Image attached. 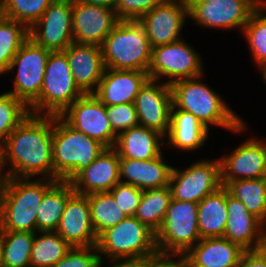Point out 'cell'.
<instances>
[{"instance_id":"6da1fadb","label":"cell","mask_w":266,"mask_h":267,"mask_svg":"<svg viewBox=\"0 0 266 267\" xmlns=\"http://www.w3.org/2000/svg\"><path fill=\"white\" fill-rule=\"evenodd\" d=\"M52 136L53 115L27 116L0 145L8 176L53 180Z\"/></svg>"},{"instance_id":"7a4b0ae2","label":"cell","mask_w":266,"mask_h":267,"mask_svg":"<svg viewBox=\"0 0 266 267\" xmlns=\"http://www.w3.org/2000/svg\"><path fill=\"white\" fill-rule=\"evenodd\" d=\"M201 77L182 79L170 85L171 109H180L191 113L208 129L209 124H212L229 131L232 130L233 133L245 131L247 127L242 118L227 106L218 93L202 83Z\"/></svg>"},{"instance_id":"3957f363","label":"cell","mask_w":266,"mask_h":267,"mask_svg":"<svg viewBox=\"0 0 266 267\" xmlns=\"http://www.w3.org/2000/svg\"><path fill=\"white\" fill-rule=\"evenodd\" d=\"M53 180L71 182L107 148L53 115Z\"/></svg>"},{"instance_id":"277c9868","label":"cell","mask_w":266,"mask_h":267,"mask_svg":"<svg viewBox=\"0 0 266 267\" xmlns=\"http://www.w3.org/2000/svg\"><path fill=\"white\" fill-rule=\"evenodd\" d=\"M38 179L9 177L0 197L2 230L37 232L38 207L45 192L56 182L48 178Z\"/></svg>"},{"instance_id":"5b68a950","label":"cell","mask_w":266,"mask_h":267,"mask_svg":"<svg viewBox=\"0 0 266 267\" xmlns=\"http://www.w3.org/2000/svg\"><path fill=\"white\" fill-rule=\"evenodd\" d=\"M101 48L105 68L148 72L152 48L138 20H119Z\"/></svg>"},{"instance_id":"8992f818","label":"cell","mask_w":266,"mask_h":267,"mask_svg":"<svg viewBox=\"0 0 266 267\" xmlns=\"http://www.w3.org/2000/svg\"><path fill=\"white\" fill-rule=\"evenodd\" d=\"M97 249L102 263L103 256L113 261L148 259L158 254L155 232L135 216L105 230L98 237Z\"/></svg>"},{"instance_id":"52a82bcc","label":"cell","mask_w":266,"mask_h":267,"mask_svg":"<svg viewBox=\"0 0 266 267\" xmlns=\"http://www.w3.org/2000/svg\"><path fill=\"white\" fill-rule=\"evenodd\" d=\"M83 95L75 84L66 53L51 52L40 95L29 110L35 115L58 116Z\"/></svg>"},{"instance_id":"ba28073f","label":"cell","mask_w":266,"mask_h":267,"mask_svg":"<svg viewBox=\"0 0 266 267\" xmlns=\"http://www.w3.org/2000/svg\"><path fill=\"white\" fill-rule=\"evenodd\" d=\"M198 203L172 199L164 220L155 233L159 254L184 255L201 239Z\"/></svg>"},{"instance_id":"9c48e42d","label":"cell","mask_w":266,"mask_h":267,"mask_svg":"<svg viewBox=\"0 0 266 267\" xmlns=\"http://www.w3.org/2000/svg\"><path fill=\"white\" fill-rule=\"evenodd\" d=\"M198 52L184 38L166 45L152 48L148 74L151 79L168 77L167 84L203 76L202 60Z\"/></svg>"},{"instance_id":"30bf717a","label":"cell","mask_w":266,"mask_h":267,"mask_svg":"<svg viewBox=\"0 0 266 267\" xmlns=\"http://www.w3.org/2000/svg\"><path fill=\"white\" fill-rule=\"evenodd\" d=\"M52 51L35 44L30 38L12 59L9 71L17 68L13 80L14 90L8 91L22 100L28 107L39 97L44 81L48 58Z\"/></svg>"},{"instance_id":"8fae6325","label":"cell","mask_w":266,"mask_h":267,"mask_svg":"<svg viewBox=\"0 0 266 267\" xmlns=\"http://www.w3.org/2000/svg\"><path fill=\"white\" fill-rule=\"evenodd\" d=\"M212 160L201 159L182 171L173 167L168 185L172 199L199 203L217 191L222 186L221 161Z\"/></svg>"},{"instance_id":"7c38bea8","label":"cell","mask_w":266,"mask_h":267,"mask_svg":"<svg viewBox=\"0 0 266 267\" xmlns=\"http://www.w3.org/2000/svg\"><path fill=\"white\" fill-rule=\"evenodd\" d=\"M189 18L204 28L244 29L264 0H187Z\"/></svg>"},{"instance_id":"4fadbf2b","label":"cell","mask_w":266,"mask_h":267,"mask_svg":"<svg viewBox=\"0 0 266 267\" xmlns=\"http://www.w3.org/2000/svg\"><path fill=\"white\" fill-rule=\"evenodd\" d=\"M29 38L52 52L64 51L73 43L72 0H54L29 28Z\"/></svg>"},{"instance_id":"5bb4252c","label":"cell","mask_w":266,"mask_h":267,"mask_svg":"<svg viewBox=\"0 0 266 267\" xmlns=\"http://www.w3.org/2000/svg\"><path fill=\"white\" fill-rule=\"evenodd\" d=\"M72 128L96 139L106 147H114L113 132L103 104L94 94H85L60 115Z\"/></svg>"},{"instance_id":"9a60e30c","label":"cell","mask_w":266,"mask_h":267,"mask_svg":"<svg viewBox=\"0 0 266 267\" xmlns=\"http://www.w3.org/2000/svg\"><path fill=\"white\" fill-rule=\"evenodd\" d=\"M189 18L187 0H162L138 21L143 25L151 48L183 39L180 32Z\"/></svg>"},{"instance_id":"2e32d148","label":"cell","mask_w":266,"mask_h":267,"mask_svg":"<svg viewBox=\"0 0 266 267\" xmlns=\"http://www.w3.org/2000/svg\"><path fill=\"white\" fill-rule=\"evenodd\" d=\"M149 78L138 92L134 105L138 123L159 132L165 138L171 119L172 92L166 82Z\"/></svg>"},{"instance_id":"e0dca14e","label":"cell","mask_w":266,"mask_h":267,"mask_svg":"<svg viewBox=\"0 0 266 267\" xmlns=\"http://www.w3.org/2000/svg\"><path fill=\"white\" fill-rule=\"evenodd\" d=\"M118 21L115 9L72 0L73 43L102 46Z\"/></svg>"},{"instance_id":"ac0fdd59","label":"cell","mask_w":266,"mask_h":267,"mask_svg":"<svg viewBox=\"0 0 266 267\" xmlns=\"http://www.w3.org/2000/svg\"><path fill=\"white\" fill-rule=\"evenodd\" d=\"M259 140L247 139L231 154L220 158L222 186L225 187L231 181L266 177V154Z\"/></svg>"},{"instance_id":"d6986e66","label":"cell","mask_w":266,"mask_h":267,"mask_svg":"<svg viewBox=\"0 0 266 267\" xmlns=\"http://www.w3.org/2000/svg\"><path fill=\"white\" fill-rule=\"evenodd\" d=\"M56 232L72 247L97 246L87 195L74 193L68 199Z\"/></svg>"},{"instance_id":"ffe728a7","label":"cell","mask_w":266,"mask_h":267,"mask_svg":"<svg viewBox=\"0 0 266 267\" xmlns=\"http://www.w3.org/2000/svg\"><path fill=\"white\" fill-rule=\"evenodd\" d=\"M119 161L117 150L114 147H107L89 167L70 182L75 193L89 195L109 192L120 182Z\"/></svg>"},{"instance_id":"44dd1931","label":"cell","mask_w":266,"mask_h":267,"mask_svg":"<svg viewBox=\"0 0 266 267\" xmlns=\"http://www.w3.org/2000/svg\"><path fill=\"white\" fill-rule=\"evenodd\" d=\"M64 52L77 87L94 94L106 69L101 46L71 43Z\"/></svg>"},{"instance_id":"7402d4cb","label":"cell","mask_w":266,"mask_h":267,"mask_svg":"<svg viewBox=\"0 0 266 267\" xmlns=\"http://www.w3.org/2000/svg\"><path fill=\"white\" fill-rule=\"evenodd\" d=\"M226 207L228 220L223 237L246 251L260 249L266 226L247 210L241 200L230 195L227 189Z\"/></svg>"},{"instance_id":"603a6c76","label":"cell","mask_w":266,"mask_h":267,"mask_svg":"<svg viewBox=\"0 0 266 267\" xmlns=\"http://www.w3.org/2000/svg\"><path fill=\"white\" fill-rule=\"evenodd\" d=\"M148 72L106 68L94 95L105 105L134 103Z\"/></svg>"},{"instance_id":"cb8c5ba5","label":"cell","mask_w":266,"mask_h":267,"mask_svg":"<svg viewBox=\"0 0 266 267\" xmlns=\"http://www.w3.org/2000/svg\"><path fill=\"white\" fill-rule=\"evenodd\" d=\"M244 250L225 237L200 239L184 256L189 267H238Z\"/></svg>"},{"instance_id":"d4e9b609","label":"cell","mask_w":266,"mask_h":267,"mask_svg":"<svg viewBox=\"0 0 266 267\" xmlns=\"http://www.w3.org/2000/svg\"><path fill=\"white\" fill-rule=\"evenodd\" d=\"M165 162L163 154L142 161L120 158V182L131 184L142 191L166 187L169 185L173 167Z\"/></svg>"},{"instance_id":"484cf974","label":"cell","mask_w":266,"mask_h":267,"mask_svg":"<svg viewBox=\"0 0 266 267\" xmlns=\"http://www.w3.org/2000/svg\"><path fill=\"white\" fill-rule=\"evenodd\" d=\"M165 137L157 131L138 125L117 136L114 148L120 158L150 160L160 156Z\"/></svg>"},{"instance_id":"4316f807","label":"cell","mask_w":266,"mask_h":267,"mask_svg":"<svg viewBox=\"0 0 266 267\" xmlns=\"http://www.w3.org/2000/svg\"><path fill=\"white\" fill-rule=\"evenodd\" d=\"M209 129L191 113L171 109L168 145L182 151L199 149L208 139Z\"/></svg>"},{"instance_id":"83f0119b","label":"cell","mask_w":266,"mask_h":267,"mask_svg":"<svg viewBox=\"0 0 266 267\" xmlns=\"http://www.w3.org/2000/svg\"><path fill=\"white\" fill-rule=\"evenodd\" d=\"M198 227L201 239L223 237L228 211L226 207V188L221 186L198 203Z\"/></svg>"},{"instance_id":"f1b7e54d","label":"cell","mask_w":266,"mask_h":267,"mask_svg":"<svg viewBox=\"0 0 266 267\" xmlns=\"http://www.w3.org/2000/svg\"><path fill=\"white\" fill-rule=\"evenodd\" d=\"M74 193L72 184L62 180L45 192L37 210V232L57 230L65 205Z\"/></svg>"},{"instance_id":"f546056e","label":"cell","mask_w":266,"mask_h":267,"mask_svg":"<svg viewBox=\"0 0 266 267\" xmlns=\"http://www.w3.org/2000/svg\"><path fill=\"white\" fill-rule=\"evenodd\" d=\"M225 188L266 226V177L231 181Z\"/></svg>"},{"instance_id":"4dcf8cb0","label":"cell","mask_w":266,"mask_h":267,"mask_svg":"<svg viewBox=\"0 0 266 267\" xmlns=\"http://www.w3.org/2000/svg\"><path fill=\"white\" fill-rule=\"evenodd\" d=\"M40 233L41 235H38ZM72 246L56 231L35 232L30 267H52L60 261Z\"/></svg>"},{"instance_id":"1f68e13d","label":"cell","mask_w":266,"mask_h":267,"mask_svg":"<svg viewBox=\"0 0 266 267\" xmlns=\"http://www.w3.org/2000/svg\"><path fill=\"white\" fill-rule=\"evenodd\" d=\"M171 200L169 186L143 190L134 216L156 233L164 220Z\"/></svg>"},{"instance_id":"d6a6232c","label":"cell","mask_w":266,"mask_h":267,"mask_svg":"<svg viewBox=\"0 0 266 267\" xmlns=\"http://www.w3.org/2000/svg\"><path fill=\"white\" fill-rule=\"evenodd\" d=\"M29 39V28L6 17L0 19V75L8 72L12 59Z\"/></svg>"},{"instance_id":"836d02e7","label":"cell","mask_w":266,"mask_h":267,"mask_svg":"<svg viewBox=\"0 0 266 267\" xmlns=\"http://www.w3.org/2000/svg\"><path fill=\"white\" fill-rule=\"evenodd\" d=\"M87 196L97 237L127 217L110 192H97Z\"/></svg>"},{"instance_id":"e575fe53","label":"cell","mask_w":266,"mask_h":267,"mask_svg":"<svg viewBox=\"0 0 266 267\" xmlns=\"http://www.w3.org/2000/svg\"><path fill=\"white\" fill-rule=\"evenodd\" d=\"M35 232L3 230L4 247L1 267H30Z\"/></svg>"},{"instance_id":"d590c367","label":"cell","mask_w":266,"mask_h":267,"mask_svg":"<svg viewBox=\"0 0 266 267\" xmlns=\"http://www.w3.org/2000/svg\"><path fill=\"white\" fill-rule=\"evenodd\" d=\"M266 1L252 13L243 29L257 66L266 63ZM265 13V14H264Z\"/></svg>"},{"instance_id":"8d00e7d4","label":"cell","mask_w":266,"mask_h":267,"mask_svg":"<svg viewBox=\"0 0 266 267\" xmlns=\"http://www.w3.org/2000/svg\"><path fill=\"white\" fill-rule=\"evenodd\" d=\"M29 107L13 94H0V145L29 116Z\"/></svg>"},{"instance_id":"74e56055","label":"cell","mask_w":266,"mask_h":267,"mask_svg":"<svg viewBox=\"0 0 266 267\" xmlns=\"http://www.w3.org/2000/svg\"><path fill=\"white\" fill-rule=\"evenodd\" d=\"M4 16L30 28L54 0H3Z\"/></svg>"},{"instance_id":"f35d334b","label":"cell","mask_w":266,"mask_h":267,"mask_svg":"<svg viewBox=\"0 0 266 267\" xmlns=\"http://www.w3.org/2000/svg\"><path fill=\"white\" fill-rule=\"evenodd\" d=\"M106 112L110 126L117 136L139 125L134 103L106 105Z\"/></svg>"},{"instance_id":"ab89813d","label":"cell","mask_w":266,"mask_h":267,"mask_svg":"<svg viewBox=\"0 0 266 267\" xmlns=\"http://www.w3.org/2000/svg\"><path fill=\"white\" fill-rule=\"evenodd\" d=\"M97 246L72 247L71 250L52 267H102Z\"/></svg>"},{"instance_id":"60d3db41","label":"cell","mask_w":266,"mask_h":267,"mask_svg":"<svg viewBox=\"0 0 266 267\" xmlns=\"http://www.w3.org/2000/svg\"><path fill=\"white\" fill-rule=\"evenodd\" d=\"M109 192L126 216L135 215L142 196L141 189L119 182Z\"/></svg>"},{"instance_id":"b9f144b4","label":"cell","mask_w":266,"mask_h":267,"mask_svg":"<svg viewBox=\"0 0 266 267\" xmlns=\"http://www.w3.org/2000/svg\"><path fill=\"white\" fill-rule=\"evenodd\" d=\"M162 0H117L115 14L119 20H139Z\"/></svg>"},{"instance_id":"7bdbcfd3","label":"cell","mask_w":266,"mask_h":267,"mask_svg":"<svg viewBox=\"0 0 266 267\" xmlns=\"http://www.w3.org/2000/svg\"><path fill=\"white\" fill-rule=\"evenodd\" d=\"M177 256L178 260H174ZM148 267H189L184 255L157 254L148 258Z\"/></svg>"},{"instance_id":"ee69618b","label":"cell","mask_w":266,"mask_h":267,"mask_svg":"<svg viewBox=\"0 0 266 267\" xmlns=\"http://www.w3.org/2000/svg\"><path fill=\"white\" fill-rule=\"evenodd\" d=\"M238 267H266V255L261 249L245 251Z\"/></svg>"},{"instance_id":"f6af8a7d","label":"cell","mask_w":266,"mask_h":267,"mask_svg":"<svg viewBox=\"0 0 266 267\" xmlns=\"http://www.w3.org/2000/svg\"><path fill=\"white\" fill-rule=\"evenodd\" d=\"M114 262L111 267H148V259H137V260H113ZM116 262V263H115Z\"/></svg>"},{"instance_id":"bcb514c9","label":"cell","mask_w":266,"mask_h":267,"mask_svg":"<svg viewBox=\"0 0 266 267\" xmlns=\"http://www.w3.org/2000/svg\"><path fill=\"white\" fill-rule=\"evenodd\" d=\"M4 169L6 168H4V162H3L2 155L0 152V197L4 193L5 187L9 179L8 173L6 171L4 173L2 172V170Z\"/></svg>"},{"instance_id":"7dc6e473","label":"cell","mask_w":266,"mask_h":267,"mask_svg":"<svg viewBox=\"0 0 266 267\" xmlns=\"http://www.w3.org/2000/svg\"><path fill=\"white\" fill-rule=\"evenodd\" d=\"M91 5L105 6L107 8L115 9L117 0H78Z\"/></svg>"},{"instance_id":"c3c4849f","label":"cell","mask_w":266,"mask_h":267,"mask_svg":"<svg viewBox=\"0 0 266 267\" xmlns=\"http://www.w3.org/2000/svg\"><path fill=\"white\" fill-rule=\"evenodd\" d=\"M3 247H4L3 230L0 227V267L2 263Z\"/></svg>"},{"instance_id":"681fc988","label":"cell","mask_w":266,"mask_h":267,"mask_svg":"<svg viewBox=\"0 0 266 267\" xmlns=\"http://www.w3.org/2000/svg\"><path fill=\"white\" fill-rule=\"evenodd\" d=\"M262 252L266 255V227L263 233V237H262V244H261V248Z\"/></svg>"},{"instance_id":"f907efd6","label":"cell","mask_w":266,"mask_h":267,"mask_svg":"<svg viewBox=\"0 0 266 267\" xmlns=\"http://www.w3.org/2000/svg\"><path fill=\"white\" fill-rule=\"evenodd\" d=\"M259 69L262 73V77H263V80L265 81L266 83V63L262 64L259 66Z\"/></svg>"},{"instance_id":"816d5d0a","label":"cell","mask_w":266,"mask_h":267,"mask_svg":"<svg viewBox=\"0 0 266 267\" xmlns=\"http://www.w3.org/2000/svg\"><path fill=\"white\" fill-rule=\"evenodd\" d=\"M0 17H5L4 16V1L0 0Z\"/></svg>"},{"instance_id":"f5cc1de1","label":"cell","mask_w":266,"mask_h":267,"mask_svg":"<svg viewBox=\"0 0 266 267\" xmlns=\"http://www.w3.org/2000/svg\"><path fill=\"white\" fill-rule=\"evenodd\" d=\"M264 150H265V154H266V142L262 143Z\"/></svg>"}]
</instances>
